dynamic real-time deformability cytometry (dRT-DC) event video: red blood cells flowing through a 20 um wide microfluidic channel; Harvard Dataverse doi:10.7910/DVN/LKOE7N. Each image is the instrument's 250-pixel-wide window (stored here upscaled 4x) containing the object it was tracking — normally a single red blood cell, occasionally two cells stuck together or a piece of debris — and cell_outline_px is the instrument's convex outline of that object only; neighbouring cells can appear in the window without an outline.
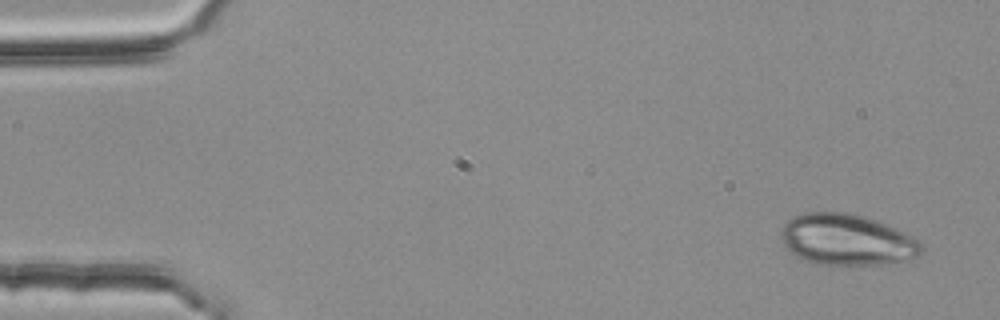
{"species": "common noctule bat (a hibernating species)", "species_latin": "Nyctalus noctula", "temperature_condition": "room temperature", "stored_images_in_passage": 5, "camera_frame_rate_fps": 3000, "um_per_image_px": 0.085, "animal": {"sex": "female", "body_mass_g": 25.1}, "frame": {"image": 1, "passage_image": 1, "time_ms": 0.0, "image_size_px": [1000, 320], "cell_outline_px": [[924, 252], [920, 256], [880, 264], [816, 264], [804, 260], [796, 256], [784, 244], [780, 236], [780, 228], [792, 216], [804, 212], [844, 212], [868, 216], [888, 224], [904, 232], [916, 240], [924, 248]], "centroid_in_image_um": [71.95, 20.35], "position_along_channel_um": 13.0, "area_um2": 41.91}}
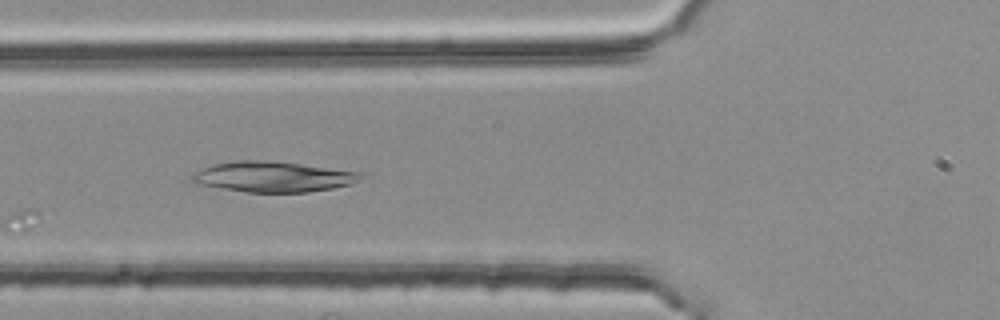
{"frame": {"image": 2, "passage_image": 5, "time_ms": 1.333, "image_size_px": [1000, 320], "cell_outline_px": [[364, 176], [348, 184], [332, 188], [308, 192], [244, 192], [200, 184], [192, 180], [192, 176], [200, 168], [232, 160], [264, 160], [300, 164], [364, 172]], "centroid_in_image_um": [23.21, 15.01], "position_along_channel_um": 102.6, "area_um2": 29.65}}